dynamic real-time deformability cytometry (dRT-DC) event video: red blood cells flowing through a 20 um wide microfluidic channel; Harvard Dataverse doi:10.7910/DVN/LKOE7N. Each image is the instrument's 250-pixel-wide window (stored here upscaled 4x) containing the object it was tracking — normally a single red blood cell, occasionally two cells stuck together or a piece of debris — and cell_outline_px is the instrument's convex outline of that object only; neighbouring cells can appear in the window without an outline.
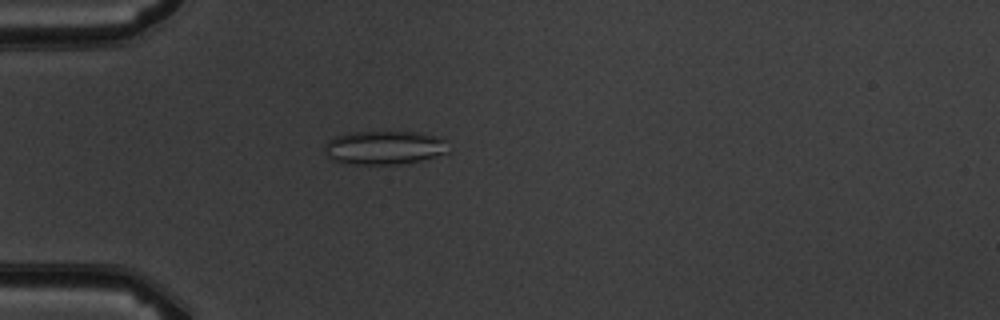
{"species": "common noctule bat (a hibernating species)", "species_latin": "Nyctalus noctula", "temperature_condition": "warm", "stored_images_in_passage": 5, "camera_frame_rate_fps": 3000, "um_per_image_px": 0.085, "animal": {"sex": "male", "body_mass_g": 19.5, "forearm_length_mm": 54.6}, "frame": {"image": 1, "passage_image": 4, "time_ms": 3.333, "image_size_px": [1000, 320], "cell_outline_px": [[448, 152], [420, 160], [400, 164], [344, 164], [332, 160], [324, 152], [324, 144], [328, 140], [336, 136], [348, 132], [416, 132], [432, 136], [444, 140]], "centroid_in_image_um": [32.56, 12.55], "position_along_channel_um": 52.4, "area_um2": 24.16}}